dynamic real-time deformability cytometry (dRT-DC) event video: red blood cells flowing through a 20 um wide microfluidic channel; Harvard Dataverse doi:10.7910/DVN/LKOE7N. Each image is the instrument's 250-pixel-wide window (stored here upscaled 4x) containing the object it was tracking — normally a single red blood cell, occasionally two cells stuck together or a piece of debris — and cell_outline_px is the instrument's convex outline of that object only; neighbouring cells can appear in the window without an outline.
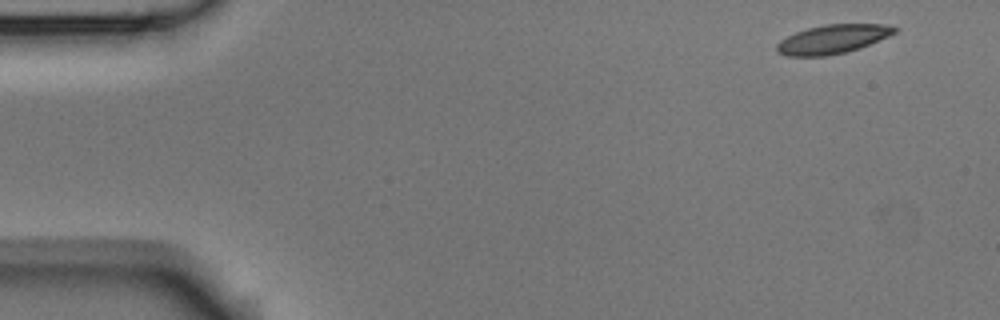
{"species": "Egyptian fruit bat (a non-hibernating species)", "species_latin": "Rousettus aegyptiacus", "temperature_condition": "room temperature", "stored_images_in_passage": 4, "camera_frame_rate_fps": 3000, "um_per_image_px": 0.085, "animal": {"sex": "male"}, "frame": {"image": 1, "passage_image": 1, "time_ms": 0.0, "image_size_px": [1000, 320], "cell_outline_px": [[900, 28], [896, 32], [888, 36], [860, 48], [844, 52], [824, 56], [788, 56], [776, 52], [776, 44], [780, 40], [796, 32], [808, 28], [824, 24], [884, 24]], "centroid_in_image_um": [70.77, 3.32], "position_along_channel_um": 14.2, "area_um2": 19.77}}
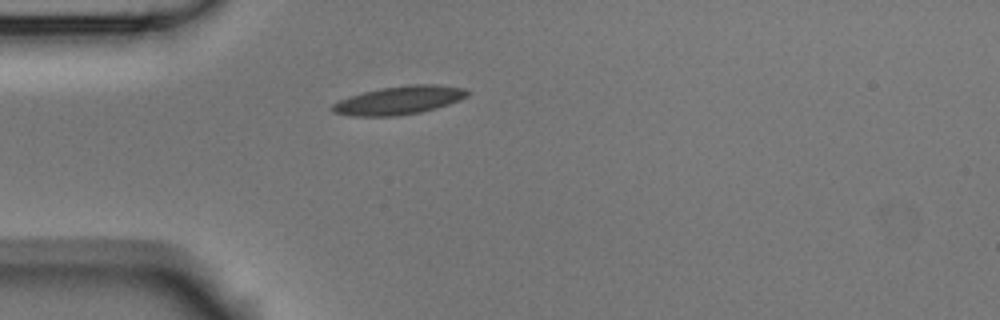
{"frame": {"image": 2, "passage_image": 4, "time_ms": 1.0, "image_size_px": [1000, 320], "cell_outline_px": [[468, 96], [460, 100], [436, 108], [420, 112], [392, 116], [352, 116], [332, 112], [328, 108], [332, 104], [348, 96], [380, 88], [408, 84], [436, 84], [464, 88], [468, 92]], "centroid_in_image_um": [33.89, 8.52], "position_along_channel_um": 51.1, "area_um2": 22.37}}